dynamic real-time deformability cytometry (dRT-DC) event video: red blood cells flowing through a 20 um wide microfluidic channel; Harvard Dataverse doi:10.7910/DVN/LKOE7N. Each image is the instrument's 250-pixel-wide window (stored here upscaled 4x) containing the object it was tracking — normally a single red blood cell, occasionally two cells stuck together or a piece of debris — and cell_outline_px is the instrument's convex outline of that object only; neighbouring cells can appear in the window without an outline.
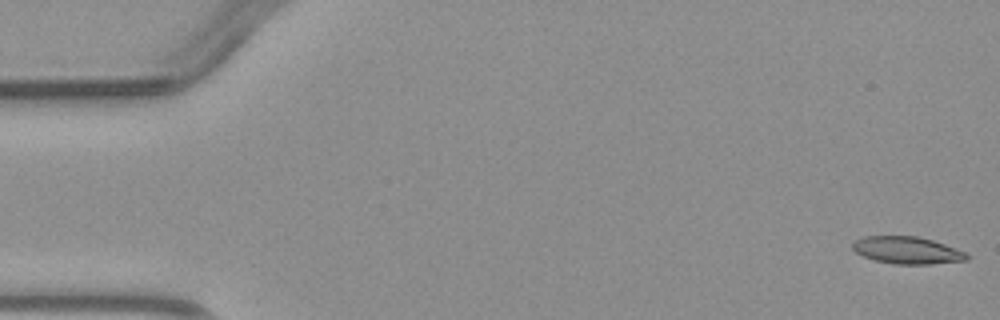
{"species": "common noctule bat (a hibernating species)", "species_latin": "Nyctalus noctula", "temperature_condition": "warm", "stored_images_in_passage": 5, "segment_of_instrument_passage": [2, 2], "camera_frame_rate_fps": 3000, "um_per_image_px": 0.085, "animal": {"sex": "male", "body_mass_g": 23.1, "forearm_length_mm": 52.7}, "frame": {"image": 1, "passage_image": 5, "time_ms": 5.667, "image_size_px": [1000, 320], "cell_outline_px": [[968, 260], [928, 264], [892, 264], [876, 260], [864, 256], [856, 252], [852, 248], [852, 244], [856, 240], [864, 236], [916, 236], [932, 240], [944, 244], [964, 252], [968, 256]], "centroid_in_image_um": [77.08, 21.27], "position_along_channel_um": 7.9, "area_um2": 17.86}}